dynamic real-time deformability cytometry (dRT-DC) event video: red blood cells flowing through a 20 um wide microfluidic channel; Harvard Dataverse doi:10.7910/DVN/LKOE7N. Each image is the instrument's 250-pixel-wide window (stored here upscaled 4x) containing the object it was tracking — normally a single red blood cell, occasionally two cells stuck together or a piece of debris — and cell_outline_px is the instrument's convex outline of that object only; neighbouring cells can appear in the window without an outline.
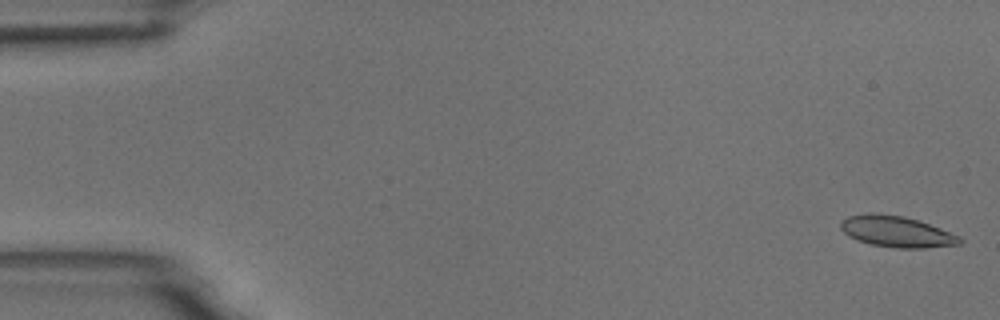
{"species": "common noctule bat (a hibernating species)", "species_latin": "Nyctalus noctula", "temperature_condition": "room temperature", "stored_images_in_passage": 50, "camera_frame_rate_fps": 3000, "um_per_image_px": 0.085, "animal": {"sex": "male", "body_mass_g": 18.8}, "frame": {"image": 1, "passage_image": 2, "time_ms": 0.333, "image_size_px": [1000, 320], "cell_outline_px": [[964, 240], [960, 244], [924, 248], [896, 248], [868, 244], [856, 240], [848, 236], [840, 228], [840, 220], [848, 216], [872, 212], [876, 212], [904, 216], [920, 220], [960, 236]], "centroid_in_image_um": [76.19, 19.68], "position_along_channel_um": 8.8, "area_um2": 21.96}}
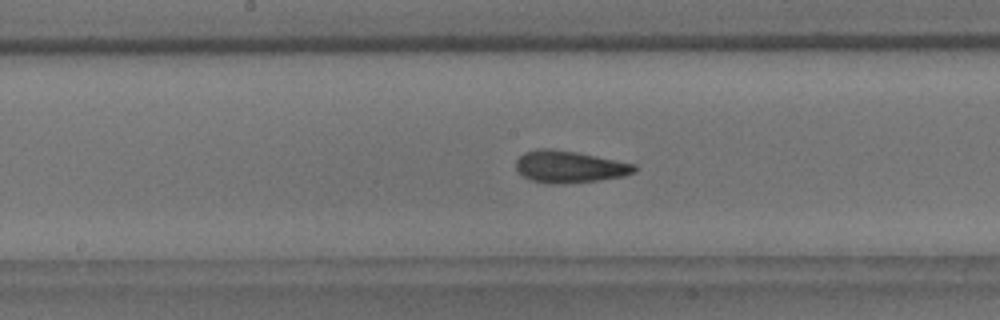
{"frame": {"image": 2, "passage_image": 29, "time_ms": 9.333, "image_size_px": [1000, 320], "cell_outline_px": [[636, 172], [624, 176], [600, 180], [560, 184], [552, 184], [532, 180], [524, 176], [516, 168], [516, 160], [524, 152], [536, 148], [552, 148], [576, 152], [636, 164]], "centroid_in_image_um": [48.4, 14.16], "position_along_channel_um": 199.8, "area_um2": 22.08}}
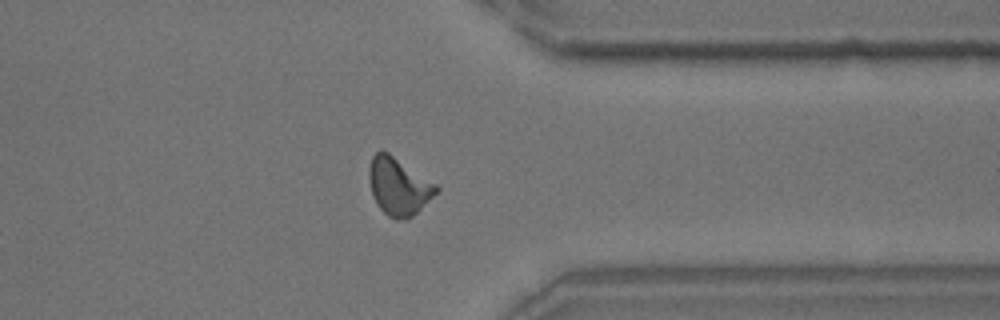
{"frame": {"image": 3, "passage_image": 44, "time_ms": 14.333, "image_size_px": [1000, 320], "cell_outline_px": [[440, 188], [408, 220], [396, 220], [388, 216], [380, 208], [372, 192], [368, 176], [368, 168], [372, 156], [380, 148], [388, 152], [436, 184]], "centroid_in_image_um": [33.85, 15.82], "position_along_channel_um": 377.6, "area_um2": 22.2}, "authors_computed_cell_mechanics": {"area_um2": 21.4438, "velocity_mm_per_s": 3.6722, "shape_relaxation_time_tau1_ms": 5.3298, "shape_relaxation_time_tau2_ms": 1.9345, "deformation_change_tau1": 0.1343, "deformation_change_tau2": 0.0807}}